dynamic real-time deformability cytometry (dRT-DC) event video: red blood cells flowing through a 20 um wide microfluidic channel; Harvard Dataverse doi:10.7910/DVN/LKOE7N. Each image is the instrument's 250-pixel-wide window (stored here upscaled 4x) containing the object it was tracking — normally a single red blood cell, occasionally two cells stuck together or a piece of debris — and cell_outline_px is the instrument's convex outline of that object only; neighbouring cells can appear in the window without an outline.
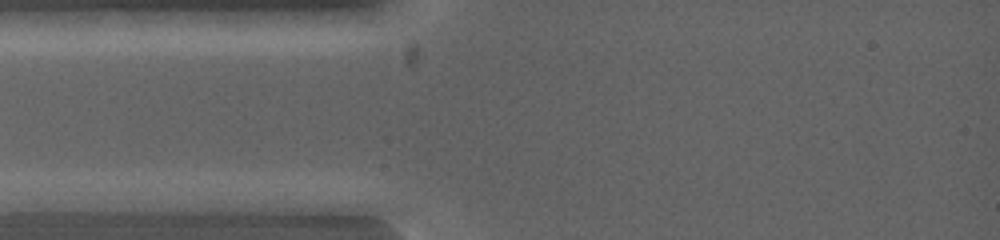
{"species": "common noctule bat (a hibernating species)", "species_latin": "Nyctalus noctula", "temperature_condition": "warm", "stored_images_in_passage": 3, "camera_frame_rate_fps": 5000, "um_per_image_px": 0.085, "animal": {"sex": "female", "body_mass_g": 19.0, "forearm_length_mm": 53.3}, "frame": {"image": 1, "passage_image": 1, "time_ms": 0.0, "image_size_px": [1000, 240], "cell_outline_px": [[132, 200], [96, 212], [36, 212], [32, 204], [32, 200], [64, 192], [96, 192]], "centroid_in_image_um": [6.52, 17.2], "position_along_channel_um": 78.5, "area_um2": 10.81}}